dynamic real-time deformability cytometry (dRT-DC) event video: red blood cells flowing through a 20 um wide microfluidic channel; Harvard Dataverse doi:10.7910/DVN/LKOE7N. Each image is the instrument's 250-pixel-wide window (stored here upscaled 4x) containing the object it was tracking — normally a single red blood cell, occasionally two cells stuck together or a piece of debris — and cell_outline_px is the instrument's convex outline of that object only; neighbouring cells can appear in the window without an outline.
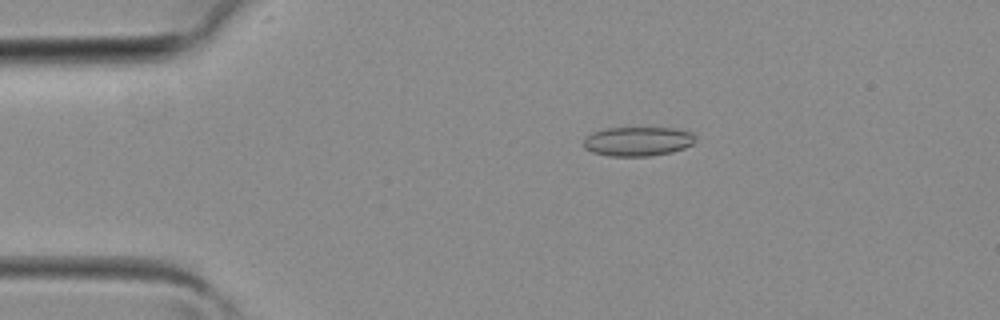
{"species": "common noctule bat (a hibernating species)", "species_latin": "Nyctalus noctula", "temperature_condition": "room temperature", "stored_images_in_passage": 38, "camera_frame_rate_fps": 3000, "um_per_image_px": 0.085, "animal": {"sex": "female", "body_mass_g": 19.3, "forearm_length_mm": 54.1}, "frame": {"image": 1, "passage_image": 7, "time_ms": 2.0, "image_size_px": [1000, 320], "cell_outline_px": [[696, 140], [692, 144], [684, 148], [672, 152], [648, 156], [612, 156], [592, 152], [584, 148], [584, 140], [592, 132], [604, 128], [672, 128], [692, 132], [696, 136]], "centroid_in_image_um": [54.23, 12.01], "position_along_channel_um": 30.8, "area_um2": 19.07}}
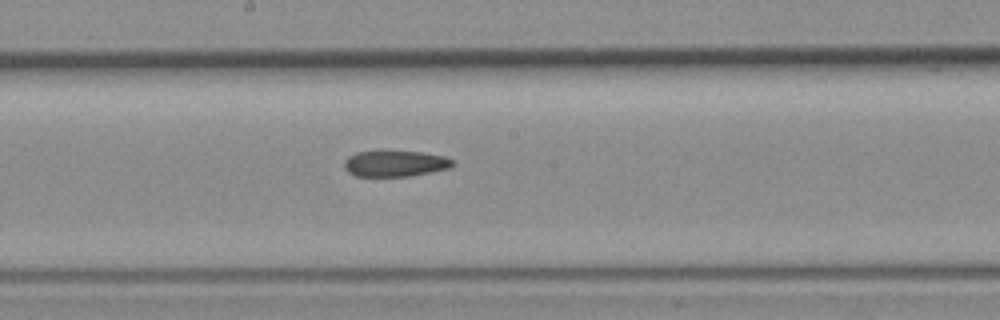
{"frame": {"image": 2, "passage_image": 20, "time_ms": 6.333, "image_size_px": [1000, 320], "cell_outline_px": [[456, 164], [448, 168], [408, 176], [356, 176], [348, 172], [344, 168], [344, 160], [348, 156], [356, 152], [420, 152], [444, 156], [452, 160]], "centroid_in_image_um": [33.55, 13.91], "position_along_channel_um": 214.6, "area_um2": 16.13}}
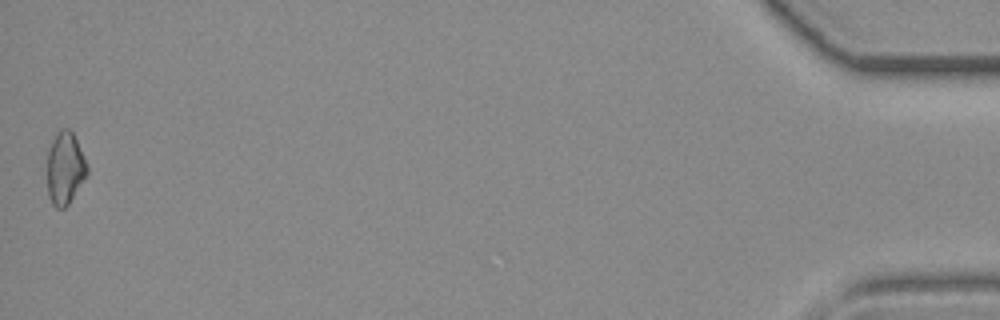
{"frame": {"image": 3, "passage_image": 38, "time_ms": 12.333, "image_size_px": [1000, 320], "cell_outline_px": [[88, 172], [68, 204], [64, 208], [56, 208], [52, 204], [48, 196], [48, 152], [52, 140], [56, 132], [60, 128], [68, 128], [72, 132], [88, 164]], "centroid_in_image_um": [5.52, 14.28], "position_along_channel_um": 429.7, "area_um2": 16.7}}